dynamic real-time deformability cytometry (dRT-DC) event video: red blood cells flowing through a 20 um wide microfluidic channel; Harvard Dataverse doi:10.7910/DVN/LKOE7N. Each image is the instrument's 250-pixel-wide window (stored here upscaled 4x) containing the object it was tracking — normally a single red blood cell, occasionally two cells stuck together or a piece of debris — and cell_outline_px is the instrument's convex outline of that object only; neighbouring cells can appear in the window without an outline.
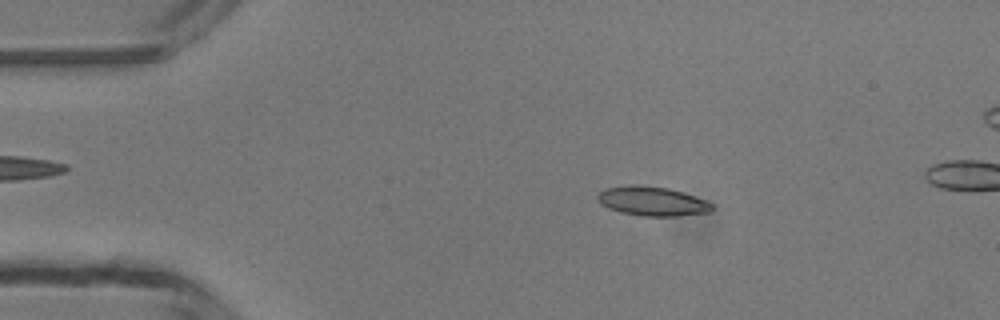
{"species": "common noctule bat (a hibernating species)", "species_latin": "Nyctalus noctula", "temperature_condition": "room temperature", "stored_images_in_passage": 44, "camera_frame_rate_fps": 3000, "um_per_image_px": 0.085, "animal": {"sex": "male", "body_mass_g": 13.3}, "frame": {"image": 1, "passage_image": 6, "time_ms": 1.667, "image_size_px": [1000, 320], "cell_outline_px": [[716, 208], [712, 212], [676, 216], [644, 216], [620, 212], [608, 208], [600, 204], [596, 200], [596, 196], [604, 188], [632, 184], [636, 184], [668, 188], [684, 192], [704, 200], [712, 204]], "centroid_in_image_um": [55.42, 17.1], "position_along_channel_um": 29.6, "area_um2": 19.77}}
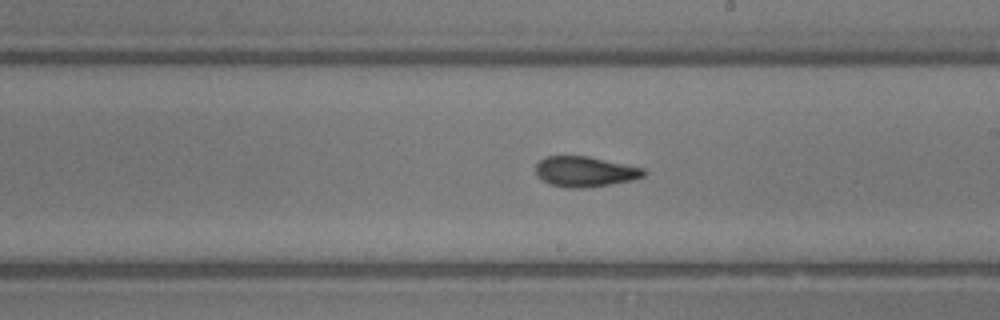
{"frame": {"image": 2, "passage_image": 25, "time_ms": 8.0, "image_size_px": [1000, 320], "cell_outline_px": [[648, 172], [644, 176], [632, 180], [588, 188], [564, 188], [548, 184], [536, 176], [536, 164], [544, 156], [588, 156], [644, 168]], "centroid_in_image_um": [49.7, 14.59], "position_along_channel_um": 239.3, "area_um2": 19.36}}
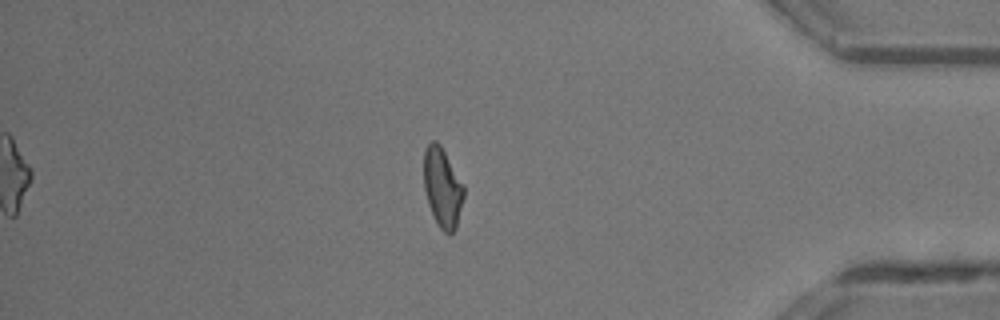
{"frame": {"image": 3, "passage_image": 39, "time_ms": 12.667, "image_size_px": [1000, 320], "cell_outline_px": [[464, 196], [456, 228], [448, 236], [440, 228], [428, 204], [424, 188], [424, 152], [428, 144], [432, 140], [436, 140], [440, 144], [464, 184]], "centroid_in_image_um": [37.62, 15.93], "position_along_channel_um": 397.6, "area_um2": 18.5}}